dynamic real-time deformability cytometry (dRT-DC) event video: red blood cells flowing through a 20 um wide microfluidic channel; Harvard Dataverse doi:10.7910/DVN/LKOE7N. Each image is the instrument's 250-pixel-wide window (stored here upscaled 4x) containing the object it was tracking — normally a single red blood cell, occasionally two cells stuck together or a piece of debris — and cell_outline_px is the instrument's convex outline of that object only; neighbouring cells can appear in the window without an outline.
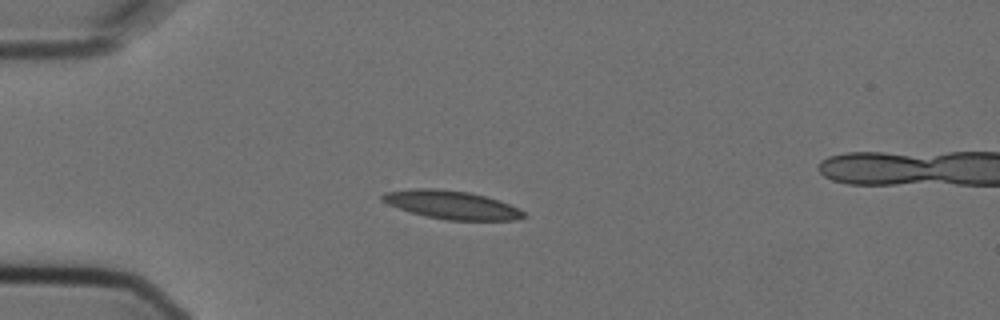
{"species": "Egyptian fruit bat (a non-hibernating species)", "species_latin": "Rousettus aegyptiacus", "temperature_condition": "cold", "stored_images_in_passage": 6, "camera_frame_rate_fps": 3000, "um_per_image_px": 0.085, "animal": {"sex": "female"}, "frame": {"image": 1, "passage_image": 3, "time_ms": 0.667, "image_size_px": [1000, 320], "cell_outline_px": [[528, 216], [516, 220], [448, 220], [424, 216], [388, 204], [380, 200], [380, 196], [384, 192], [416, 188], [436, 188], [468, 192], [500, 200], [524, 212]], "centroid_in_image_um": [38.38, 17.41], "position_along_channel_um": 46.6, "area_um2": 23.24}}
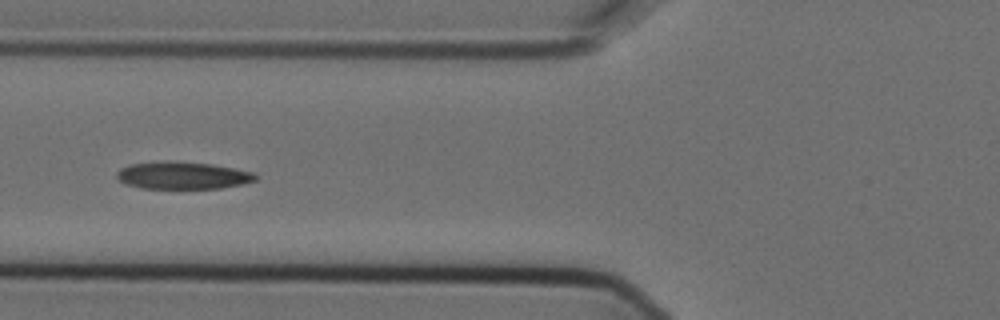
{"frame": {"image": 2, "passage_image": 5, "time_ms": 1.333, "image_size_px": [1000, 320], "cell_outline_px": [[256, 180], [244, 184], [220, 188], [140, 188], [124, 184], [116, 176], [116, 172], [120, 168], [132, 164], [168, 160], [212, 164], [252, 172], [256, 176]], "centroid_in_image_um": [15.49, 14.91], "position_along_channel_um": 110.3, "area_um2": 22.08}}
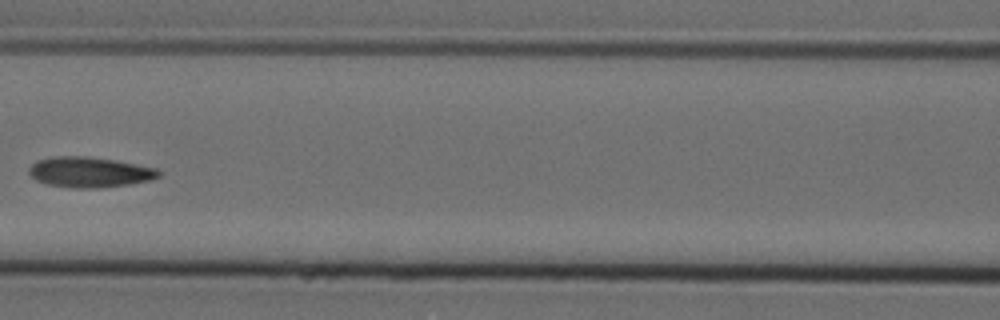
{"frame": {"image": 3, "passage_image": 6, "time_ms": 1.667, "image_size_px": [1000, 320], "cell_outline_px": [[160, 176], [152, 180], [132, 184], [100, 188], [72, 188], [48, 184], [36, 180], [28, 172], [28, 168], [36, 160], [52, 156], [84, 156], [112, 160], [156, 168], [160, 172]], "centroid_in_image_um": [7.6, 14.64], "position_along_channel_um": 159.0, "area_um2": 23.0}}